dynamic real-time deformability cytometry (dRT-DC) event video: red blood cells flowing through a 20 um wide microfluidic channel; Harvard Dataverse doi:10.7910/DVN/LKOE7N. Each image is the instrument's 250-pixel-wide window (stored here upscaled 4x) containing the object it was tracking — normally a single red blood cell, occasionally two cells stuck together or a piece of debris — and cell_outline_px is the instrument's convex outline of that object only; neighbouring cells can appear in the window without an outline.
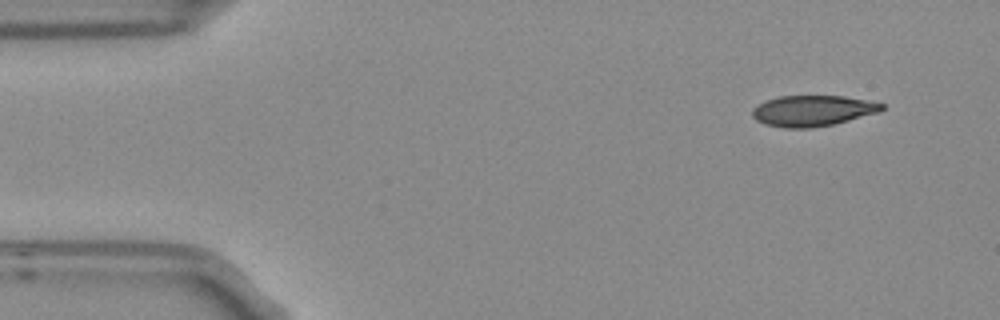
{"species": "Egyptian fruit bat (a non-hibernating species)", "species_latin": "Rousettus aegyptiacus", "temperature_condition": "room temperature", "stored_images_in_passage": 3, "camera_frame_rate_fps": 3000, "um_per_image_px": 0.085, "frame": {"image": 1, "passage_image": 1, "time_ms": 0.0, "image_size_px": [1000, 320], "cell_outline_px": [[884, 108], [880, 112], [832, 124], [812, 128], [784, 128], [764, 124], [756, 120], [752, 116], [752, 108], [768, 100], [780, 96], [844, 96], [884, 104]], "centroid_in_image_um": [69.05, 9.42], "position_along_channel_um": 15.9, "area_um2": 23.06}}
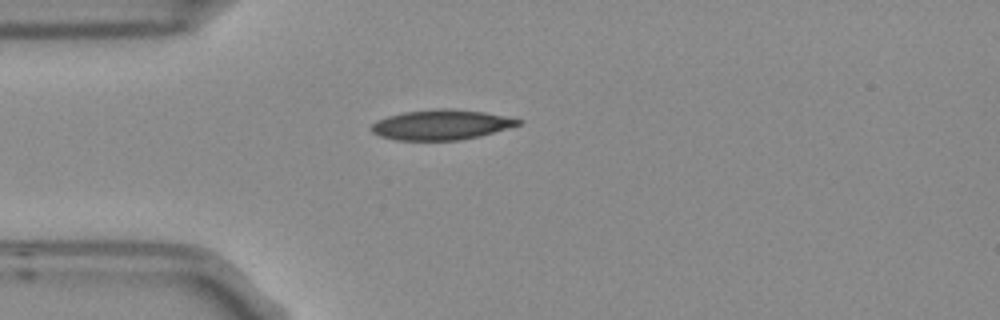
{"frame": {"image": 2, "passage_image": 3, "time_ms": 0.667, "image_size_px": [1000, 320], "cell_outline_px": [[524, 120], [520, 124], [480, 136], [460, 140], [396, 140], [380, 136], [372, 132], [372, 124], [376, 120], [388, 116], [404, 112], [436, 108], [452, 108], [484, 112]], "centroid_in_image_um": [37.49, 10.6], "position_along_channel_um": 47.5, "area_um2": 25.66}}